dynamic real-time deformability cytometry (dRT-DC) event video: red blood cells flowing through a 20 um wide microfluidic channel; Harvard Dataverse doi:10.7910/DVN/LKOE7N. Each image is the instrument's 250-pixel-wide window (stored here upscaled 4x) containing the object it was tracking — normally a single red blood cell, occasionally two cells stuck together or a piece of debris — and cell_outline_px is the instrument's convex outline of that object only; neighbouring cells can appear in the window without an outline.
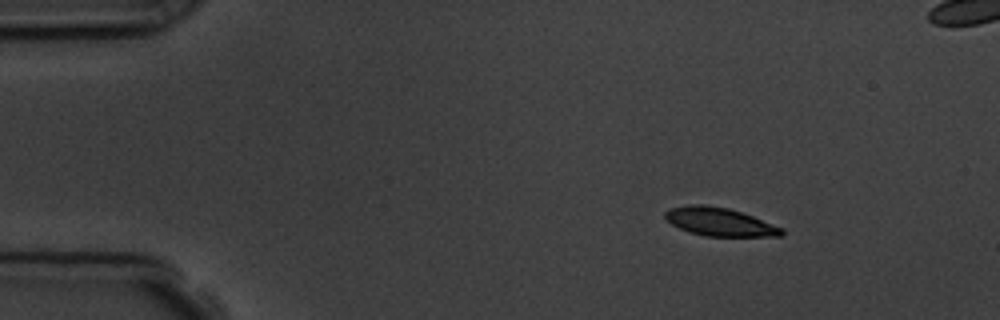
{"species": "common noctule bat (a hibernating species)", "species_latin": "Nyctalus noctula", "temperature_condition": "room temperature", "stored_images_in_passage": 4, "camera_frame_rate_fps": 3000, "um_per_image_px": 0.085, "animal": {"sex": "male", "body_mass_g": 19.5, "forearm_length_mm": 54.6}, "frame": {"image": 1, "passage_image": 1, "time_ms": 0.0, "image_size_px": [1000, 320], "cell_outline_px": [[784, 232], [780, 236], [704, 236], [688, 232], [664, 220], [664, 212], [668, 208], [692, 204], [704, 204], [728, 208], [752, 216], [784, 228]], "centroid_in_image_um": [61.12, 18.85], "position_along_channel_um": 23.9, "area_um2": 19.31}}